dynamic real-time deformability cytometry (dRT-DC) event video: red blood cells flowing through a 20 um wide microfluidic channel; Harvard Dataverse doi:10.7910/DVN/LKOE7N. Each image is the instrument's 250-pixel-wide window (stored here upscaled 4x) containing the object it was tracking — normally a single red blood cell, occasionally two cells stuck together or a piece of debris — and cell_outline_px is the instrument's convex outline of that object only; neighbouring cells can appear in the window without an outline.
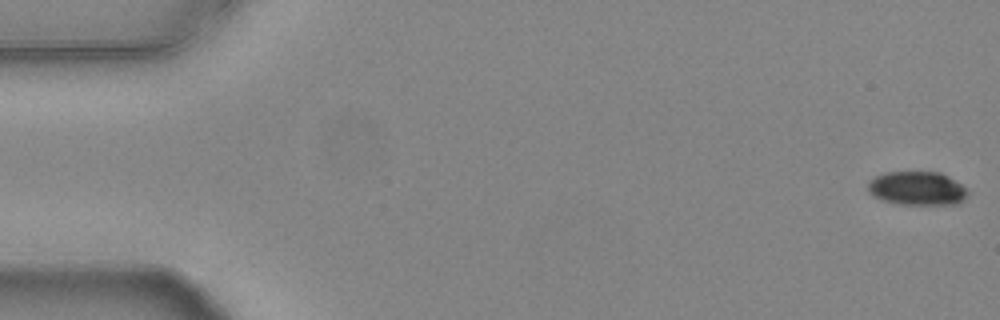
{"species": "common noctule bat (a hibernating species)", "species_latin": "Nyctalus noctula", "temperature_condition": "warm", "stored_images_in_passage": 15, "camera_frame_rate_fps": 3000, "um_per_image_px": 0.085, "animal": {"sex": "female", "body_mass_g": 24.6, "forearm_length_mm": 56.2}, "frame": {"image": 1, "passage_image": 1, "time_ms": 0.0, "image_size_px": [1000, 320], "cell_outline_px": [[968, 192], [964, 200], [956, 204], [900, 204], [884, 200], [872, 196], [868, 192], [868, 184], [876, 176], [884, 172], [940, 172], [948, 176], [960, 184]], "centroid_in_image_um": [77.94, 16.01], "position_along_channel_um": 7.1, "area_um2": 19.42}}
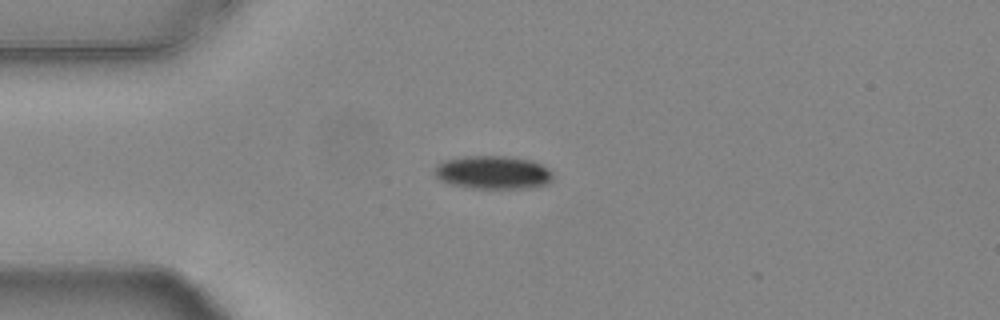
{"frame": {"image": 2, "passage_image": 14, "time_ms": 4.333, "image_size_px": [1000, 320], "cell_outline_px": [[552, 180], [548, 184], [528, 188], [472, 188], [448, 184], [440, 180], [432, 172], [436, 164], [444, 160], [464, 156], [508, 156], [532, 160], [548, 168], [552, 172]], "centroid_in_image_um": [41.87, 14.65], "position_along_channel_um": 43.1, "area_um2": 23.24}}